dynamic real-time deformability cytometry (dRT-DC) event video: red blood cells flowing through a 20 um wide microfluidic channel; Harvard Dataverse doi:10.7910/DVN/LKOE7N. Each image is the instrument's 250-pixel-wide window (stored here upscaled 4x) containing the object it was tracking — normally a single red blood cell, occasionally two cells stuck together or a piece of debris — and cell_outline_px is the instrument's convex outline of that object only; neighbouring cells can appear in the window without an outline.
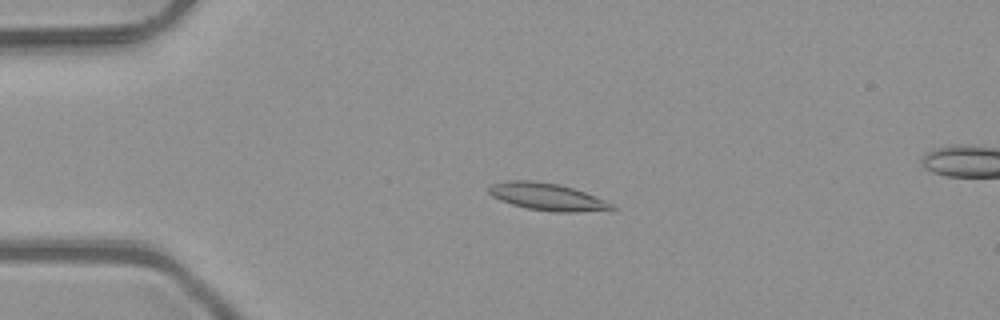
{"species": "common noctule bat (a hibernating species)", "species_latin": "Nyctalus noctula", "temperature_condition": "room temperature", "stored_images_in_passage": 52, "segment_of_instrument_passage": [1, 2], "camera_frame_rate_fps": 3000, "um_per_image_px": 0.085, "animal": {"sex": "male", "body_mass_g": 23.1, "forearm_length_mm": 52.7}, "frame": {"image": 1, "passage_image": 12, "time_ms": 3.667, "image_size_px": [1000, 320], "cell_outline_px": [[616, 208], [572, 212], [556, 212], [528, 208], [512, 204], [500, 200], [492, 196], [488, 192], [488, 188], [492, 184], [508, 180], [532, 180], [560, 184], [584, 192], [604, 200], [612, 204]], "centroid_in_image_um": [46.44, 16.7], "position_along_channel_um": 38.6, "area_um2": 19.13}}
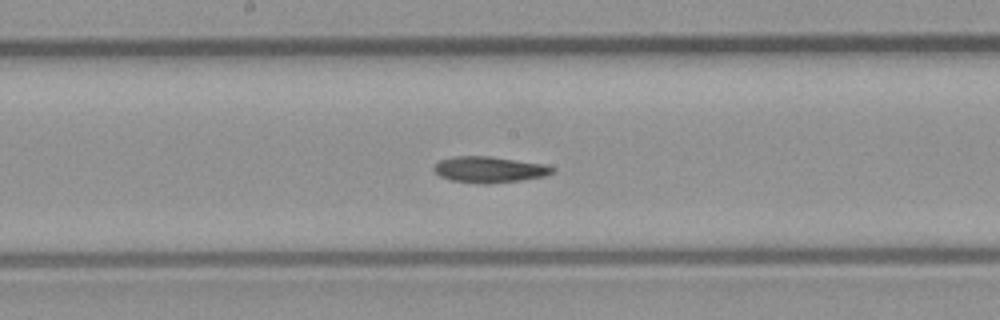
{"frame": {"image": 2, "passage_image": 27, "time_ms": 8.667, "image_size_px": [1000, 320], "cell_outline_px": [[556, 168], [552, 172], [544, 176], [520, 180], [488, 184], [476, 184], [448, 180], [440, 176], [432, 168], [440, 160], [456, 156], [488, 156], [544, 164]], "centroid_in_image_um": [41.55, 14.42], "position_along_channel_um": 206.6, "area_um2": 17.98}}
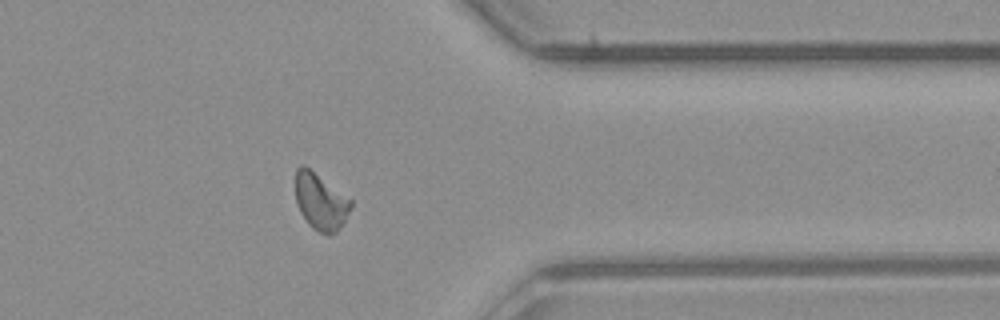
{"frame": {"image": 3, "passage_image": 41, "time_ms": 13.333, "image_size_px": [1000, 320], "cell_outline_px": [[352, 208], [344, 224], [336, 232], [328, 236], [312, 228], [308, 224], [300, 212], [296, 204], [296, 168], [300, 164], [304, 164], [352, 200]], "centroid_in_image_um": [27.26, 17.16], "position_along_channel_um": 384.1, "area_um2": 18.5}}